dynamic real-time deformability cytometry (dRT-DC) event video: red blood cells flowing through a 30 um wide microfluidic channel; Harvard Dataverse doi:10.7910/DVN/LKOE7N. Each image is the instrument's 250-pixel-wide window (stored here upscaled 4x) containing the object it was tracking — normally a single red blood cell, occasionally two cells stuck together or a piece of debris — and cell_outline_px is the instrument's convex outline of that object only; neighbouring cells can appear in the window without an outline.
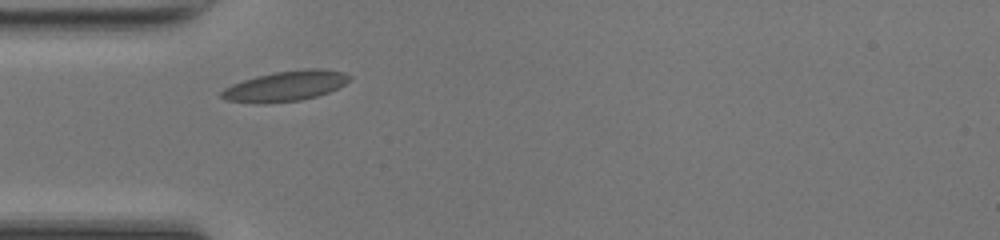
{"species": "common noctule bat (a hibernating species)", "species_latin": "Nyctalus noctula", "temperature_condition": "room temperature", "stored_images_in_passage": 5, "camera_frame_rate_fps": 3000, "um_per_image_px": 0.085, "animal": {"sex": "female", "body_mass_g": 17.0, "forearm_length_mm": 48.0}, "frame": {"image": 1, "passage_image": 1, "time_ms": 0.0, "image_size_px": [1000, 240], "cell_outline_px": [[352, 76], [344, 84], [328, 92], [316, 96], [300, 100], [264, 104], [260, 104], [228, 100], [220, 96], [220, 92], [224, 88], [232, 84], [256, 76], [276, 72], [308, 68], [324, 68], [344, 72]], "centroid_in_image_um": [24.26, 7.31], "position_along_channel_um": 60.7, "area_um2": 22.48}}